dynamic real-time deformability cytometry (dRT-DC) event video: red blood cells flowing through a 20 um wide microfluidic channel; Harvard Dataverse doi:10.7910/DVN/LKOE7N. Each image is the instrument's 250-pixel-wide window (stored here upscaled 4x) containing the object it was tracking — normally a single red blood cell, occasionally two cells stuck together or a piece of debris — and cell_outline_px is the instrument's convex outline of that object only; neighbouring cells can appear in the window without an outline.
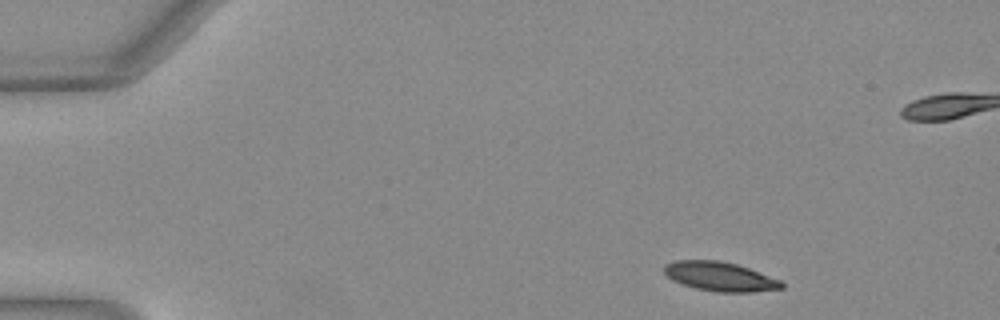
{"species": "Egyptian fruit bat (a non-hibernating species)", "species_latin": "Rousettus aegyptiacus", "temperature_condition": "warm", "stored_images_in_passage": 49, "segment_of_instrument_passage": [1, 2], "camera_frame_rate_fps": 3000, "um_per_image_px": 0.085, "animal": {"sex": "female"}, "frame": {"image": 1, "passage_image": 4, "time_ms": 1.0, "image_size_px": [1000, 320], "cell_outline_px": [[784, 288], [752, 292], [720, 292], [696, 288], [672, 280], [664, 272], [664, 264], [672, 260], [720, 260], [736, 264], [748, 268], [780, 280], [784, 284]], "centroid_in_image_um": [61.18, 23.49], "position_along_channel_um": 23.8, "area_um2": 19.88}}
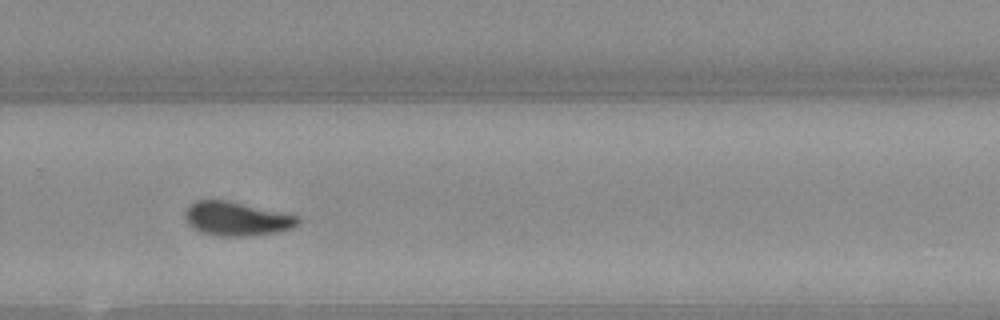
{"frame": {"image": 2, "passage_image": 32, "time_ms": 10.333, "image_size_px": [1000, 320], "cell_outline_px": [[300, 220], [292, 228], [276, 232], [252, 236], [220, 236], [204, 232], [196, 228], [184, 216], [184, 212], [188, 204], [196, 200], [228, 200], [296, 216]], "centroid_in_image_um": [20.09, 18.58], "position_along_channel_um": 309.7, "area_um2": 21.85}}
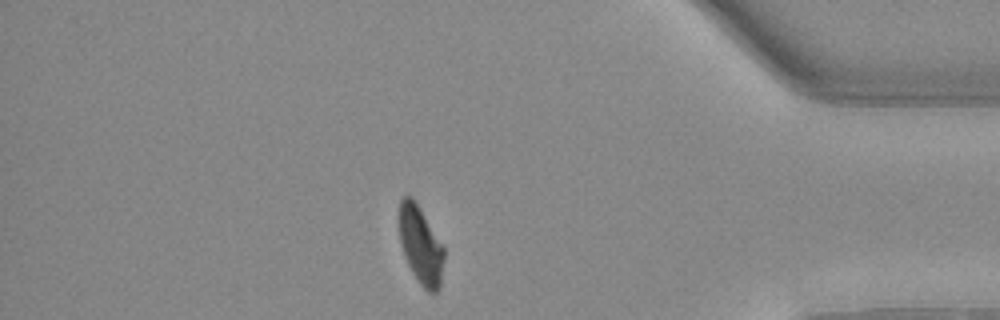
{"frame": {"image": 3, "passage_image": 41, "time_ms": 13.333, "image_size_px": [1000, 320], "cell_outline_px": [[444, 260], [440, 288], [436, 292], [428, 292], [420, 284], [412, 272], [408, 264], [400, 240], [400, 200], [404, 196], [412, 196], [444, 244]], "centroid_in_image_um": [35.8, 20.85], "position_along_channel_um": 399.4, "area_um2": 20.29}}